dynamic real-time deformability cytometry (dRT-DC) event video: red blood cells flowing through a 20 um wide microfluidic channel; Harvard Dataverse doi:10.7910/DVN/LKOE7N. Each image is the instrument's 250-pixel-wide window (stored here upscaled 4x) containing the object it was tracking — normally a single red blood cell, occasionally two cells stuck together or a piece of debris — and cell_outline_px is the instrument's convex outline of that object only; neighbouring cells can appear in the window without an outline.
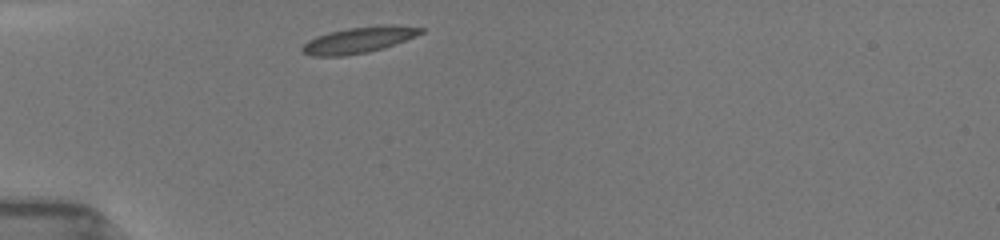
{"species": "common noctule bat (a hibernating species)", "species_latin": "Nyctalus noctula", "temperature_condition": "room temperature", "stored_images_in_passage": 23, "camera_frame_rate_fps": 3000, "um_per_image_px": 0.085, "animal": {"sex": "female", "body_mass_g": 19.5, "forearm_length_mm": 54.1}, "frame": {"image": 1, "passage_image": 1, "time_ms": 0.0, "image_size_px": [1000, 240], "cell_outline_px": [[424, 32], [384, 48], [368, 52], [344, 56], [312, 56], [300, 52], [300, 48], [308, 40], [316, 36], [348, 28], [384, 24], [392, 24], [424, 28]], "centroid_in_image_um": [30.47, 3.4], "position_along_channel_um": 54.5, "area_um2": 18.03}}
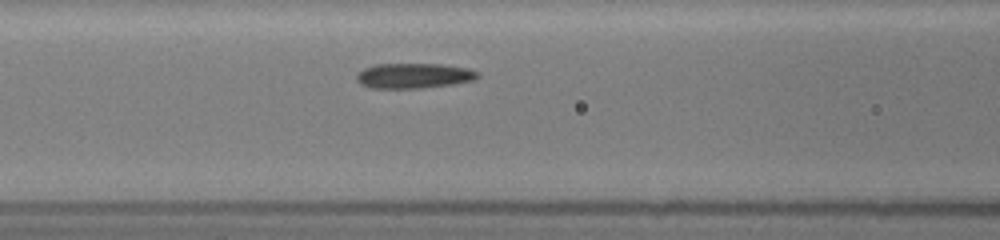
{"frame": {"image": 2, "passage_image": 9, "time_ms": 2.333, "image_size_px": [1000, 240], "cell_outline_px": [[480, 76], [476, 80], [452, 84], [424, 88], [372, 88], [360, 84], [356, 80], [356, 76], [364, 68], [376, 64], [440, 64], [468, 68], [480, 72]], "centroid_in_image_um": [35.21, 6.44], "position_along_channel_um": 131.4, "area_um2": 17.86}}
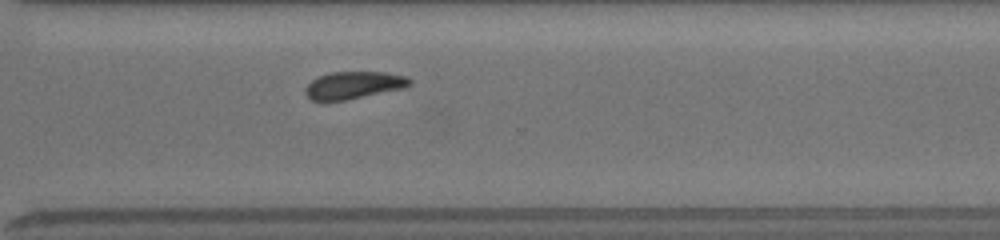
{"frame": {"image": 3, "passage_image": 23, "time_ms": 7.667, "image_size_px": [1000, 240], "cell_outline_px": [[412, 84], [404, 88], [344, 100], [312, 100], [304, 92], [304, 88], [312, 80], [320, 76], [332, 72], [384, 72], [408, 76], [412, 80]], "centroid_in_image_um": [30.1, 7.22], "position_along_channel_um": 340.5, "area_um2": 16.47}}